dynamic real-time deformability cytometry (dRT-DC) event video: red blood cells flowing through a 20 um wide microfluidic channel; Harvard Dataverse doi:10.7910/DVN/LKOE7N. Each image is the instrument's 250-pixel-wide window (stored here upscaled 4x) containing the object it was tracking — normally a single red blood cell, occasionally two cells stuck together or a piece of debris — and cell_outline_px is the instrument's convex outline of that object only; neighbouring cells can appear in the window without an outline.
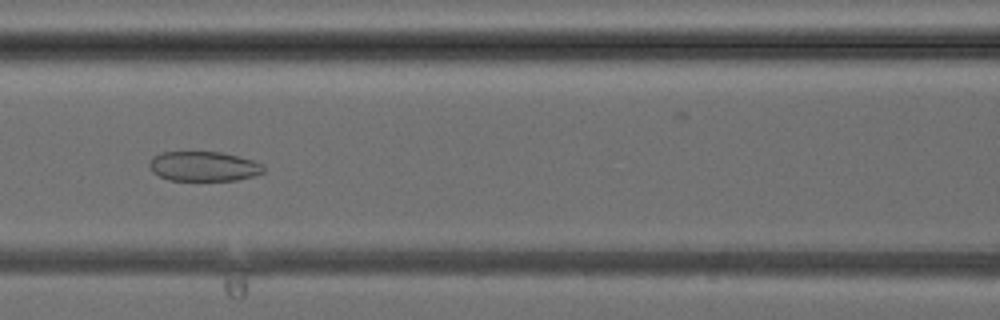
{"species": "common noctule bat (a hibernating species)", "species_latin": "Nyctalus noctula", "temperature_condition": "cold", "stored_images_in_passage": 43, "camera_frame_rate_fps": 3000, "um_per_image_px": 0.085, "animal": {"sex": "female", "body_mass_g": 24.6, "forearm_length_mm": 56.2}, "frame": {"image": 1, "passage_image": 19, "time_ms": 6.0, "image_size_px": [1000, 320], "cell_outline_px": [[264, 172], [252, 176], [236, 180], [168, 180], [152, 172], [148, 164], [152, 156], [160, 152], [220, 152], [252, 160], [264, 164]], "centroid_in_image_um": [17.28, 14.13], "position_along_channel_um": 149.3, "area_um2": 19.77}}
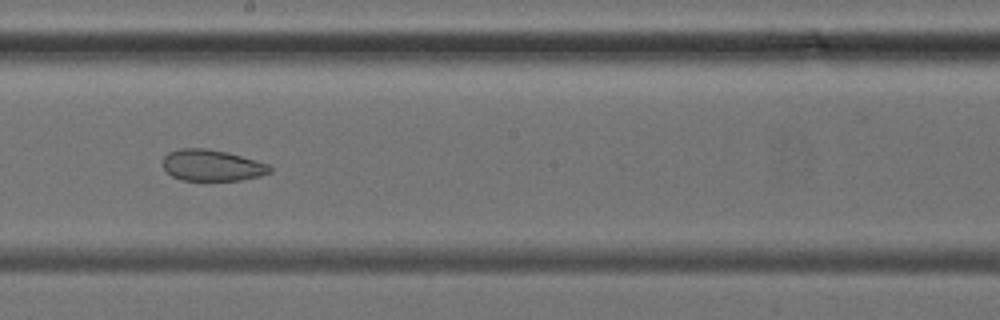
{"frame": {"image": 2, "passage_image": 24, "time_ms": 7.667, "image_size_px": [1000, 320], "cell_outline_px": [[272, 172], [260, 176], [240, 180], [180, 180], [172, 176], [164, 168], [164, 156], [168, 152], [180, 148], [204, 148], [224, 152], [240, 156], [268, 164], [272, 168]], "centroid_in_image_um": [18.01, 14.06], "position_along_channel_um": 230.2, "area_um2": 19.31}}
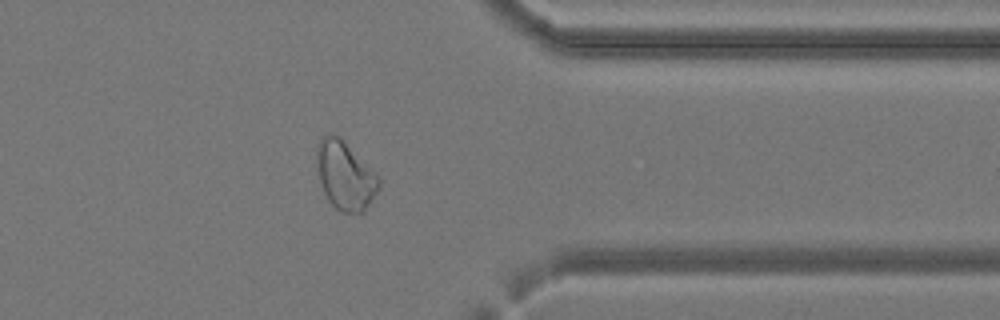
{"frame": {"image": 3, "passage_image": 34, "time_ms": 11.0, "image_size_px": [1000, 320], "cell_outline_px": [[380, 188], [364, 212], [340, 212], [328, 200], [324, 192], [316, 168], [316, 144], [324, 136], [332, 132], [340, 136], [380, 180]], "centroid_in_image_um": [29.3, 14.91], "position_along_channel_um": 382.1, "area_um2": 24.57}}